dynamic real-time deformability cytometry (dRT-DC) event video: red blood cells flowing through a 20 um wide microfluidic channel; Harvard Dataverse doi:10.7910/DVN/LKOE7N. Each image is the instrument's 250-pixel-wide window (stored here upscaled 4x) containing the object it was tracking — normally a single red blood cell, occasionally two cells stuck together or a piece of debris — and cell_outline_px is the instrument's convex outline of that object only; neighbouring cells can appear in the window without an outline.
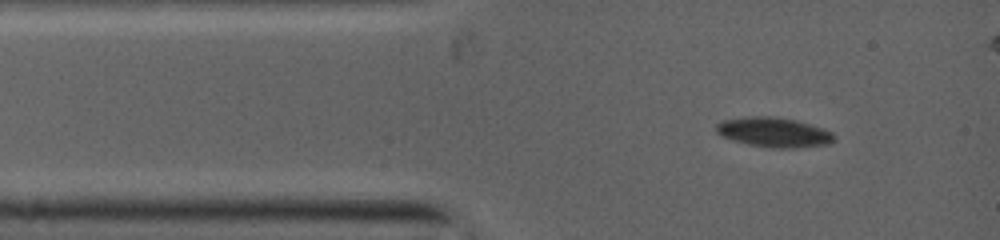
{"species": "common noctule bat (a hibernating species)", "species_latin": "Nyctalus noctula", "temperature_condition": "warm", "stored_images_in_passage": 22, "camera_frame_rate_fps": 5000, "um_per_image_px": 0.085, "animal": {"sex": "female", "body_mass_g": 19.0, "forearm_length_mm": 53.3}, "frame": {"image": 1, "passage_image": 2, "time_ms": 0.8, "image_size_px": [1000, 240], "cell_outline_px": [[832, 140], [824, 144], [780, 148], [752, 144], [736, 140], [724, 136], [716, 132], [716, 124], [724, 120], [756, 116], [768, 116], [796, 120], [832, 132]], "centroid_in_image_um": [65.73, 11.21], "position_along_channel_um": 19.3, "area_um2": 19.25}}
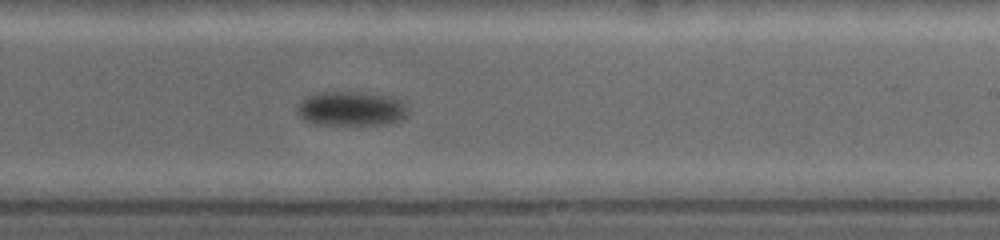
{"frame": {"image": 2, "passage_image": 9, "time_ms": 7.4, "image_size_px": [1000, 240], "cell_outline_px": [[404, 116], [400, 120], [388, 124], [316, 124], [300, 116], [296, 112], [300, 104], [304, 100], [312, 96], [376, 96], [392, 100], [400, 104], [404, 108]], "centroid_in_image_um": [29.8, 9.37], "position_along_channel_um": 259.2, "area_um2": 19.25}}
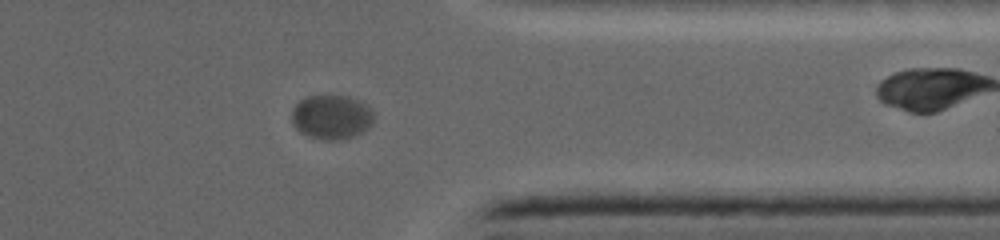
{"frame": {"image": 3, "passage_image": 17, "time_ms": 10.6, "image_size_px": [1000, 240], "cell_outline_px": [[372, 120], [360, 132], [352, 136], [328, 140], [308, 136], [296, 128], [292, 120], [292, 112], [296, 104], [304, 96], [348, 96], [368, 108], [372, 112]], "centroid_in_image_um": [28.09, 9.93], "position_along_channel_um": 383.3, "area_um2": 20.23}}